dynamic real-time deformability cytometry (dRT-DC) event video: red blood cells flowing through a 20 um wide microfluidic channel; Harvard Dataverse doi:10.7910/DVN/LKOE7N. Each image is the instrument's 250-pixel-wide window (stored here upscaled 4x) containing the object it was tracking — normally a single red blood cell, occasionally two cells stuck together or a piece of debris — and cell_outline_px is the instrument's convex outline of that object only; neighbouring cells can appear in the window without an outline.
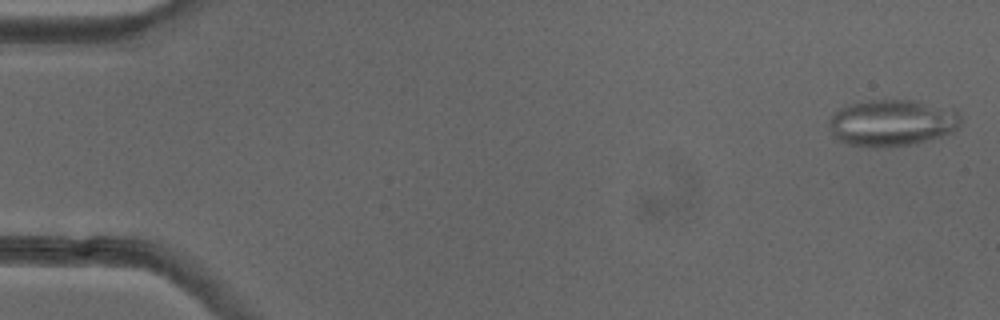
{"species": "common noctule bat (a hibernating species)", "species_latin": "Nyctalus noctula", "temperature_condition": "cold", "stored_images_in_passage": 51, "camera_frame_rate_fps": 3000, "um_per_image_px": 0.085, "animal": {"sex": "female"}, "frame": {"image": 1, "passage_image": 1, "time_ms": 0.0, "image_size_px": [1000, 320], "cell_outline_px": [[960, 124], [952, 132], [916, 144], [888, 148], [876, 148], [848, 144], [836, 140], [832, 136], [828, 124], [828, 120], [840, 108], [852, 104], [868, 100], [916, 100], [956, 108], [960, 116]], "centroid_in_image_um": [75.83, 10.45], "position_along_channel_um": 9.2, "area_um2": 36.41}, "authors_computed_cell_mechanics": {"area_um2": 27.3972, "velocity_mm_per_s": 4.0148, "shape_relaxation_time_tau1_ms": null, "shape_relaxation_time_tau2_ms": 2.7553, "deformation_change_tau1": null, "deformation_change_tau2": 0.1294}}